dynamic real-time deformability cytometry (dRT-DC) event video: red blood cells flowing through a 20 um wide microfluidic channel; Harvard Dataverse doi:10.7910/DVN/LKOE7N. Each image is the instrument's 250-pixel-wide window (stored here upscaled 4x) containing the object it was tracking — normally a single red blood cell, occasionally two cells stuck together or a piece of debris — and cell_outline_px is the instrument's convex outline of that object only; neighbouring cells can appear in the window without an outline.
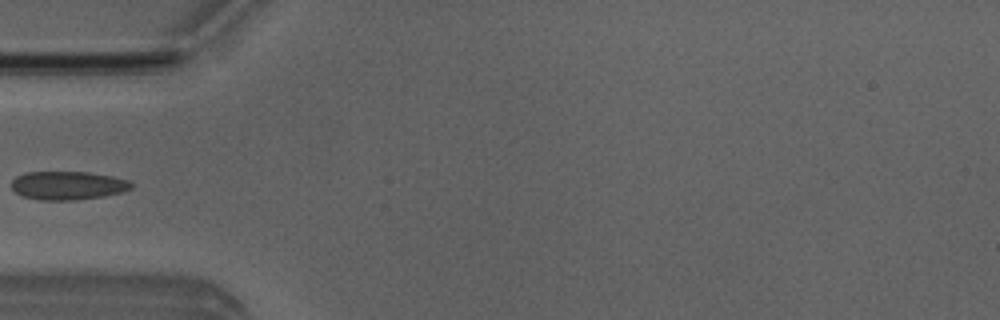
{"species": "Egyptian fruit bat (a non-hibernating species)", "species_latin": "Rousettus aegyptiacus", "temperature_condition": "room temperature", "stored_images_in_passage": 4, "camera_frame_rate_fps": 3000, "um_per_image_px": 0.085, "animal": {"sex": "male"}, "frame": {"image": 1, "passage_image": 4, "time_ms": 3.667, "image_size_px": [1000, 320], "cell_outline_px": [[132, 188], [120, 192], [104, 196], [76, 200], [40, 200], [20, 196], [12, 188], [12, 180], [16, 176], [28, 172], [88, 172], [112, 176], [128, 180], [132, 184]], "centroid_in_image_um": [5.74, 15.77], "position_along_channel_um": 79.3, "area_um2": 19.88}}